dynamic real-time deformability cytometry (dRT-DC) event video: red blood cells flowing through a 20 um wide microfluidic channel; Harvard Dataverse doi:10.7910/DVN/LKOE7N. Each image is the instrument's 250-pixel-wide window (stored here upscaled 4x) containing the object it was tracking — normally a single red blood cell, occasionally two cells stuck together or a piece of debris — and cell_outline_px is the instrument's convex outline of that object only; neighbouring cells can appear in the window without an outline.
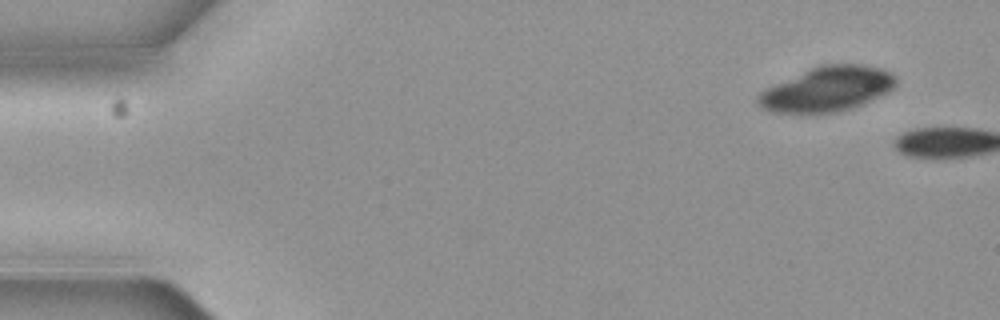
{"species": "common noctule bat (a hibernating species)", "species_latin": "Nyctalus noctula", "temperature_condition": "cold", "stored_images_in_passage": 2, "camera_frame_rate_fps": 3000, "um_per_image_px": 0.085, "animal": {"sex": "female", "body_mass_g": 19.3, "forearm_length_mm": 54.1}, "frame": {"image": 1, "passage_image": 1, "time_ms": 0.0, "image_size_px": [1000, 320], "cell_outline_px": [[896, 88], [888, 92], [860, 104], [848, 108], [832, 112], [772, 112], [760, 108], [756, 104], [756, 96], [760, 92], [776, 84], [820, 64], [864, 64], [884, 68], [892, 72], [896, 76]], "centroid_in_image_um": [70.34, 7.55], "position_along_channel_um": 14.7, "area_um2": 35.6}}